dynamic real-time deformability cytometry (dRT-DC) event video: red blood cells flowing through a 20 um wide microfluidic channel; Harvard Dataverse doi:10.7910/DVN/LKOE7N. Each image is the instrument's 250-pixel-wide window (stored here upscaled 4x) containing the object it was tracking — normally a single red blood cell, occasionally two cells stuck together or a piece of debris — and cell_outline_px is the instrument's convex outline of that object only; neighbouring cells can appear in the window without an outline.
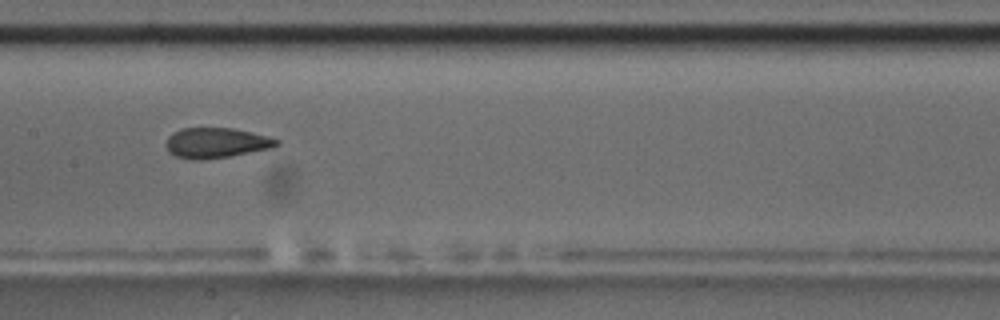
{"species": "common noctule bat (a hibernating species)", "species_latin": "Nyctalus noctula", "temperature_condition": "room temperature", "stored_images_in_passage": 6, "camera_frame_rate_fps": 3000, "um_per_image_px": 0.085, "animal": {"sex": "male", "body_mass_g": 17.5, "forearm_length_mm": 52.3}, "frame": {"image": 1, "passage_image": 4, "time_ms": 3.667, "image_size_px": [1000, 320], "cell_outline_px": [[280, 144], [272, 148], [228, 156], [200, 160], [192, 160], [176, 156], [168, 152], [164, 144], [168, 136], [172, 132], [180, 128], [232, 128], [268, 136], [280, 140]], "centroid_in_image_um": [18.33, 12.14], "position_along_channel_um": 189.1, "area_um2": 19.59}}